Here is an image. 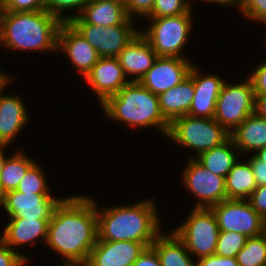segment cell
Listing matches in <instances>:
<instances>
[{
  "instance_id": "1",
  "label": "cell",
  "mask_w": 266,
  "mask_h": 266,
  "mask_svg": "<svg viewBox=\"0 0 266 266\" xmlns=\"http://www.w3.org/2000/svg\"><path fill=\"white\" fill-rule=\"evenodd\" d=\"M93 199L72 196L54 208L46 243L61 254L64 266H84L98 239L97 207Z\"/></svg>"
},
{
  "instance_id": "2",
  "label": "cell",
  "mask_w": 266,
  "mask_h": 266,
  "mask_svg": "<svg viewBox=\"0 0 266 266\" xmlns=\"http://www.w3.org/2000/svg\"><path fill=\"white\" fill-rule=\"evenodd\" d=\"M152 200L134 205L112 207L98 212V239L104 241H134L151 246L161 234Z\"/></svg>"
},
{
  "instance_id": "3",
  "label": "cell",
  "mask_w": 266,
  "mask_h": 266,
  "mask_svg": "<svg viewBox=\"0 0 266 266\" xmlns=\"http://www.w3.org/2000/svg\"><path fill=\"white\" fill-rule=\"evenodd\" d=\"M62 23L46 10L3 11L0 42L13 50H55L58 49V32Z\"/></svg>"
},
{
  "instance_id": "4",
  "label": "cell",
  "mask_w": 266,
  "mask_h": 266,
  "mask_svg": "<svg viewBox=\"0 0 266 266\" xmlns=\"http://www.w3.org/2000/svg\"><path fill=\"white\" fill-rule=\"evenodd\" d=\"M102 107L108 117L121 120L132 127L159 128L168 134L170 123L164 118L158 95L152 93L138 81H130L115 95L109 97Z\"/></svg>"
},
{
  "instance_id": "5",
  "label": "cell",
  "mask_w": 266,
  "mask_h": 266,
  "mask_svg": "<svg viewBox=\"0 0 266 266\" xmlns=\"http://www.w3.org/2000/svg\"><path fill=\"white\" fill-rule=\"evenodd\" d=\"M167 137L186 148L200 153L219 146L230 138V133L214 118L192 117L175 118L169 127Z\"/></svg>"
},
{
  "instance_id": "6",
  "label": "cell",
  "mask_w": 266,
  "mask_h": 266,
  "mask_svg": "<svg viewBox=\"0 0 266 266\" xmlns=\"http://www.w3.org/2000/svg\"><path fill=\"white\" fill-rule=\"evenodd\" d=\"M192 8L180 15L165 16L152 19V25L147 32L141 33L157 53L158 57H178L181 56L183 47L186 44L191 29Z\"/></svg>"
},
{
  "instance_id": "7",
  "label": "cell",
  "mask_w": 266,
  "mask_h": 266,
  "mask_svg": "<svg viewBox=\"0 0 266 266\" xmlns=\"http://www.w3.org/2000/svg\"><path fill=\"white\" fill-rule=\"evenodd\" d=\"M173 232L198 259L215 254L219 227L211 208H195Z\"/></svg>"
},
{
  "instance_id": "8",
  "label": "cell",
  "mask_w": 266,
  "mask_h": 266,
  "mask_svg": "<svg viewBox=\"0 0 266 266\" xmlns=\"http://www.w3.org/2000/svg\"><path fill=\"white\" fill-rule=\"evenodd\" d=\"M253 112L255 94L250 79L235 85L224 82L216 102L214 119L230 133Z\"/></svg>"
},
{
  "instance_id": "9",
  "label": "cell",
  "mask_w": 266,
  "mask_h": 266,
  "mask_svg": "<svg viewBox=\"0 0 266 266\" xmlns=\"http://www.w3.org/2000/svg\"><path fill=\"white\" fill-rule=\"evenodd\" d=\"M220 231H232L256 237L261 235L262 217L248 200L226 199L211 207Z\"/></svg>"
},
{
  "instance_id": "10",
  "label": "cell",
  "mask_w": 266,
  "mask_h": 266,
  "mask_svg": "<svg viewBox=\"0 0 266 266\" xmlns=\"http://www.w3.org/2000/svg\"><path fill=\"white\" fill-rule=\"evenodd\" d=\"M94 47L99 57H117L120 51L139 33L131 24L101 26L70 23Z\"/></svg>"
},
{
  "instance_id": "11",
  "label": "cell",
  "mask_w": 266,
  "mask_h": 266,
  "mask_svg": "<svg viewBox=\"0 0 266 266\" xmlns=\"http://www.w3.org/2000/svg\"><path fill=\"white\" fill-rule=\"evenodd\" d=\"M183 181L199 198L195 208H211L227 199L225 178L206 169L195 158L190 159L185 167Z\"/></svg>"
},
{
  "instance_id": "12",
  "label": "cell",
  "mask_w": 266,
  "mask_h": 266,
  "mask_svg": "<svg viewBox=\"0 0 266 266\" xmlns=\"http://www.w3.org/2000/svg\"><path fill=\"white\" fill-rule=\"evenodd\" d=\"M50 193H22L9 191L0 197V204L10 217L26 219H50L54 208L62 199H55Z\"/></svg>"
},
{
  "instance_id": "13",
  "label": "cell",
  "mask_w": 266,
  "mask_h": 266,
  "mask_svg": "<svg viewBox=\"0 0 266 266\" xmlns=\"http://www.w3.org/2000/svg\"><path fill=\"white\" fill-rule=\"evenodd\" d=\"M192 66L185 58L158 57L139 82L159 95L181 83L189 75Z\"/></svg>"
},
{
  "instance_id": "14",
  "label": "cell",
  "mask_w": 266,
  "mask_h": 266,
  "mask_svg": "<svg viewBox=\"0 0 266 266\" xmlns=\"http://www.w3.org/2000/svg\"><path fill=\"white\" fill-rule=\"evenodd\" d=\"M145 248L142 242L97 240L84 266H132Z\"/></svg>"
},
{
  "instance_id": "15",
  "label": "cell",
  "mask_w": 266,
  "mask_h": 266,
  "mask_svg": "<svg viewBox=\"0 0 266 266\" xmlns=\"http://www.w3.org/2000/svg\"><path fill=\"white\" fill-rule=\"evenodd\" d=\"M85 78L101 105L130 82L126 80L117 57H100Z\"/></svg>"
},
{
  "instance_id": "16",
  "label": "cell",
  "mask_w": 266,
  "mask_h": 266,
  "mask_svg": "<svg viewBox=\"0 0 266 266\" xmlns=\"http://www.w3.org/2000/svg\"><path fill=\"white\" fill-rule=\"evenodd\" d=\"M57 48L67 54L84 78L100 58L94 47L69 22L60 26Z\"/></svg>"
},
{
  "instance_id": "17",
  "label": "cell",
  "mask_w": 266,
  "mask_h": 266,
  "mask_svg": "<svg viewBox=\"0 0 266 266\" xmlns=\"http://www.w3.org/2000/svg\"><path fill=\"white\" fill-rule=\"evenodd\" d=\"M123 0H90L81 14L68 16L69 23H88L104 27L132 24Z\"/></svg>"
},
{
  "instance_id": "18",
  "label": "cell",
  "mask_w": 266,
  "mask_h": 266,
  "mask_svg": "<svg viewBox=\"0 0 266 266\" xmlns=\"http://www.w3.org/2000/svg\"><path fill=\"white\" fill-rule=\"evenodd\" d=\"M158 58L147 39L139 32L117 56L125 76L135 75L130 81H140Z\"/></svg>"
},
{
  "instance_id": "19",
  "label": "cell",
  "mask_w": 266,
  "mask_h": 266,
  "mask_svg": "<svg viewBox=\"0 0 266 266\" xmlns=\"http://www.w3.org/2000/svg\"><path fill=\"white\" fill-rule=\"evenodd\" d=\"M194 96L187 115L200 118H214L216 102L225 81L220 76H200L193 66Z\"/></svg>"
},
{
  "instance_id": "20",
  "label": "cell",
  "mask_w": 266,
  "mask_h": 266,
  "mask_svg": "<svg viewBox=\"0 0 266 266\" xmlns=\"http://www.w3.org/2000/svg\"><path fill=\"white\" fill-rule=\"evenodd\" d=\"M194 96L193 66L189 75L179 84L158 95L164 118L171 123L175 118L189 113Z\"/></svg>"
},
{
  "instance_id": "21",
  "label": "cell",
  "mask_w": 266,
  "mask_h": 266,
  "mask_svg": "<svg viewBox=\"0 0 266 266\" xmlns=\"http://www.w3.org/2000/svg\"><path fill=\"white\" fill-rule=\"evenodd\" d=\"M0 89V145H7L27 123L28 114L18 96H3Z\"/></svg>"
},
{
  "instance_id": "22",
  "label": "cell",
  "mask_w": 266,
  "mask_h": 266,
  "mask_svg": "<svg viewBox=\"0 0 266 266\" xmlns=\"http://www.w3.org/2000/svg\"><path fill=\"white\" fill-rule=\"evenodd\" d=\"M49 220L11 217L0 240L11 249L41 237L46 242Z\"/></svg>"
},
{
  "instance_id": "23",
  "label": "cell",
  "mask_w": 266,
  "mask_h": 266,
  "mask_svg": "<svg viewBox=\"0 0 266 266\" xmlns=\"http://www.w3.org/2000/svg\"><path fill=\"white\" fill-rule=\"evenodd\" d=\"M235 147L242 152H257L266 146V119L251 113L238 127L230 132Z\"/></svg>"
},
{
  "instance_id": "24",
  "label": "cell",
  "mask_w": 266,
  "mask_h": 266,
  "mask_svg": "<svg viewBox=\"0 0 266 266\" xmlns=\"http://www.w3.org/2000/svg\"><path fill=\"white\" fill-rule=\"evenodd\" d=\"M169 235L160 234L151 244L161 266H196L184 243L173 231Z\"/></svg>"
},
{
  "instance_id": "25",
  "label": "cell",
  "mask_w": 266,
  "mask_h": 266,
  "mask_svg": "<svg viewBox=\"0 0 266 266\" xmlns=\"http://www.w3.org/2000/svg\"><path fill=\"white\" fill-rule=\"evenodd\" d=\"M257 187L250 162H236L225 178L227 199L246 200ZM248 196V197H247Z\"/></svg>"
},
{
  "instance_id": "26",
  "label": "cell",
  "mask_w": 266,
  "mask_h": 266,
  "mask_svg": "<svg viewBox=\"0 0 266 266\" xmlns=\"http://www.w3.org/2000/svg\"><path fill=\"white\" fill-rule=\"evenodd\" d=\"M234 146L232 139L229 138L223 144L200 153L195 160L214 174L226 178L237 162L236 155L232 150Z\"/></svg>"
},
{
  "instance_id": "27",
  "label": "cell",
  "mask_w": 266,
  "mask_h": 266,
  "mask_svg": "<svg viewBox=\"0 0 266 266\" xmlns=\"http://www.w3.org/2000/svg\"><path fill=\"white\" fill-rule=\"evenodd\" d=\"M34 163L35 161L25 156L22 152L6 158L0 174V197L9 191L16 190L21 179L25 176L26 171Z\"/></svg>"
},
{
  "instance_id": "28",
  "label": "cell",
  "mask_w": 266,
  "mask_h": 266,
  "mask_svg": "<svg viewBox=\"0 0 266 266\" xmlns=\"http://www.w3.org/2000/svg\"><path fill=\"white\" fill-rule=\"evenodd\" d=\"M236 260L239 266H266V240L261 235L248 238Z\"/></svg>"
},
{
  "instance_id": "29",
  "label": "cell",
  "mask_w": 266,
  "mask_h": 266,
  "mask_svg": "<svg viewBox=\"0 0 266 266\" xmlns=\"http://www.w3.org/2000/svg\"><path fill=\"white\" fill-rule=\"evenodd\" d=\"M248 238L238 232L219 231L215 254L221 257H236Z\"/></svg>"
},
{
  "instance_id": "30",
  "label": "cell",
  "mask_w": 266,
  "mask_h": 266,
  "mask_svg": "<svg viewBox=\"0 0 266 266\" xmlns=\"http://www.w3.org/2000/svg\"><path fill=\"white\" fill-rule=\"evenodd\" d=\"M43 172L37 163H34L21 179L16 190L22 193H48L47 183Z\"/></svg>"
},
{
  "instance_id": "31",
  "label": "cell",
  "mask_w": 266,
  "mask_h": 266,
  "mask_svg": "<svg viewBox=\"0 0 266 266\" xmlns=\"http://www.w3.org/2000/svg\"><path fill=\"white\" fill-rule=\"evenodd\" d=\"M190 5L187 0H155L147 17L159 18L184 14L191 9Z\"/></svg>"
},
{
  "instance_id": "32",
  "label": "cell",
  "mask_w": 266,
  "mask_h": 266,
  "mask_svg": "<svg viewBox=\"0 0 266 266\" xmlns=\"http://www.w3.org/2000/svg\"><path fill=\"white\" fill-rule=\"evenodd\" d=\"M89 1L90 0H45V10L61 21L68 22V16H62V11L74 7L75 9L78 8V11L81 12Z\"/></svg>"
},
{
  "instance_id": "33",
  "label": "cell",
  "mask_w": 266,
  "mask_h": 266,
  "mask_svg": "<svg viewBox=\"0 0 266 266\" xmlns=\"http://www.w3.org/2000/svg\"><path fill=\"white\" fill-rule=\"evenodd\" d=\"M237 3L244 16L266 23V0H237Z\"/></svg>"
},
{
  "instance_id": "34",
  "label": "cell",
  "mask_w": 266,
  "mask_h": 266,
  "mask_svg": "<svg viewBox=\"0 0 266 266\" xmlns=\"http://www.w3.org/2000/svg\"><path fill=\"white\" fill-rule=\"evenodd\" d=\"M4 11L32 12L45 10V0H4Z\"/></svg>"
},
{
  "instance_id": "35",
  "label": "cell",
  "mask_w": 266,
  "mask_h": 266,
  "mask_svg": "<svg viewBox=\"0 0 266 266\" xmlns=\"http://www.w3.org/2000/svg\"><path fill=\"white\" fill-rule=\"evenodd\" d=\"M27 258L11 249L0 240V266H24Z\"/></svg>"
},
{
  "instance_id": "36",
  "label": "cell",
  "mask_w": 266,
  "mask_h": 266,
  "mask_svg": "<svg viewBox=\"0 0 266 266\" xmlns=\"http://www.w3.org/2000/svg\"><path fill=\"white\" fill-rule=\"evenodd\" d=\"M155 0H123L125 10L129 18L134 16V13L146 15L151 13Z\"/></svg>"
},
{
  "instance_id": "37",
  "label": "cell",
  "mask_w": 266,
  "mask_h": 266,
  "mask_svg": "<svg viewBox=\"0 0 266 266\" xmlns=\"http://www.w3.org/2000/svg\"><path fill=\"white\" fill-rule=\"evenodd\" d=\"M247 200L261 217L266 215V185L256 187Z\"/></svg>"
},
{
  "instance_id": "38",
  "label": "cell",
  "mask_w": 266,
  "mask_h": 266,
  "mask_svg": "<svg viewBox=\"0 0 266 266\" xmlns=\"http://www.w3.org/2000/svg\"><path fill=\"white\" fill-rule=\"evenodd\" d=\"M248 78L252 82L255 95H266V62L258 66Z\"/></svg>"
},
{
  "instance_id": "39",
  "label": "cell",
  "mask_w": 266,
  "mask_h": 266,
  "mask_svg": "<svg viewBox=\"0 0 266 266\" xmlns=\"http://www.w3.org/2000/svg\"><path fill=\"white\" fill-rule=\"evenodd\" d=\"M196 266H239L236 257H221L216 254L202 257Z\"/></svg>"
},
{
  "instance_id": "40",
  "label": "cell",
  "mask_w": 266,
  "mask_h": 266,
  "mask_svg": "<svg viewBox=\"0 0 266 266\" xmlns=\"http://www.w3.org/2000/svg\"><path fill=\"white\" fill-rule=\"evenodd\" d=\"M257 187L266 185V164L255 154L249 159Z\"/></svg>"
},
{
  "instance_id": "41",
  "label": "cell",
  "mask_w": 266,
  "mask_h": 266,
  "mask_svg": "<svg viewBox=\"0 0 266 266\" xmlns=\"http://www.w3.org/2000/svg\"><path fill=\"white\" fill-rule=\"evenodd\" d=\"M132 266H161L155 249L146 247Z\"/></svg>"
},
{
  "instance_id": "42",
  "label": "cell",
  "mask_w": 266,
  "mask_h": 266,
  "mask_svg": "<svg viewBox=\"0 0 266 266\" xmlns=\"http://www.w3.org/2000/svg\"><path fill=\"white\" fill-rule=\"evenodd\" d=\"M255 112L266 119V95H255Z\"/></svg>"
},
{
  "instance_id": "43",
  "label": "cell",
  "mask_w": 266,
  "mask_h": 266,
  "mask_svg": "<svg viewBox=\"0 0 266 266\" xmlns=\"http://www.w3.org/2000/svg\"><path fill=\"white\" fill-rule=\"evenodd\" d=\"M204 1H207V2H214L216 4H222V5H230V4H236L237 3V0H204Z\"/></svg>"
},
{
  "instance_id": "44",
  "label": "cell",
  "mask_w": 266,
  "mask_h": 266,
  "mask_svg": "<svg viewBox=\"0 0 266 266\" xmlns=\"http://www.w3.org/2000/svg\"><path fill=\"white\" fill-rule=\"evenodd\" d=\"M3 147L5 148V145H0V174H1V171L3 170L4 164L6 161L4 151L2 149Z\"/></svg>"
},
{
  "instance_id": "45",
  "label": "cell",
  "mask_w": 266,
  "mask_h": 266,
  "mask_svg": "<svg viewBox=\"0 0 266 266\" xmlns=\"http://www.w3.org/2000/svg\"><path fill=\"white\" fill-rule=\"evenodd\" d=\"M260 160L265 161L266 164V146L257 151L255 154Z\"/></svg>"
},
{
  "instance_id": "46",
  "label": "cell",
  "mask_w": 266,
  "mask_h": 266,
  "mask_svg": "<svg viewBox=\"0 0 266 266\" xmlns=\"http://www.w3.org/2000/svg\"><path fill=\"white\" fill-rule=\"evenodd\" d=\"M7 82L9 83V78L7 77V75H4L0 72V89L4 88L5 85H7Z\"/></svg>"
},
{
  "instance_id": "47",
  "label": "cell",
  "mask_w": 266,
  "mask_h": 266,
  "mask_svg": "<svg viewBox=\"0 0 266 266\" xmlns=\"http://www.w3.org/2000/svg\"><path fill=\"white\" fill-rule=\"evenodd\" d=\"M261 236L266 240V215L262 217Z\"/></svg>"
},
{
  "instance_id": "48",
  "label": "cell",
  "mask_w": 266,
  "mask_h": 266,
  "mask_svg": "<svg viewBox=\"0 0 266 266\" xmlns=\"http://www.w3.org/2000/svg\"><path fill=\"white\" fill-rule=\"evenodd\" d=\"M3 6H2V2L0 1V22H1V19H2V14H3Z\"/></svg>"
}]
</instances>
